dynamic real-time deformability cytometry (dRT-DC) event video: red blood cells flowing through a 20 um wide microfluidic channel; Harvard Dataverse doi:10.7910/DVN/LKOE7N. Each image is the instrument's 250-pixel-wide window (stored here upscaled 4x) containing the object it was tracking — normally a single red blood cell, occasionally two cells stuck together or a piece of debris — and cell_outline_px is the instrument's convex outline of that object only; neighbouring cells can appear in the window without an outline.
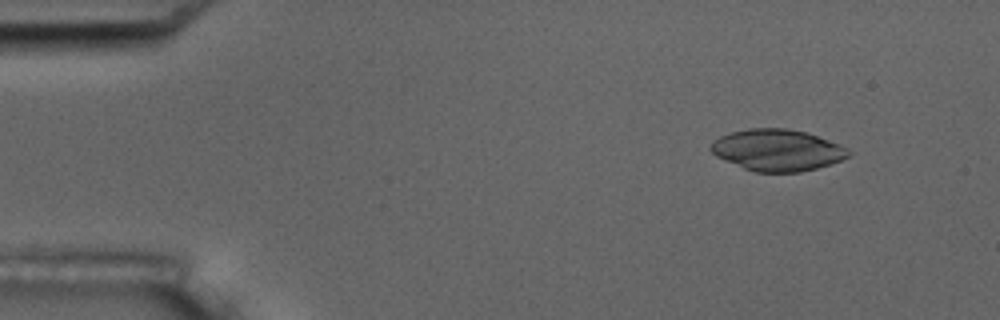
{"species": "common noctule bat (a hibernating species)", "species_latin": "Nyctalus noctula", "temperature_condition": "room temperature", "stored_images_in_passage": 6, "camera_frame_rate_fps": 3000, "um_per_image_px": 0.085, "animal": {"sex": "male", "body_mass_g": 17.5, "forearm_length_mm": 52.3}, "frame": {"image": 1, "passage_image": 2, "time_ms": 1.0, "image_size_px": [1000, 320], "cell_outline_px": [[852, 152], [848, 156], [840, 160], [816, 168], [800, 172], [756, 172], [744, 168], [716, 156], [708, 148], [720, 136], [732, 132], [748, 128], [788, 128], [804, 132], [840, 144], [848, 148]], "centroid_in_image_um": [66.07, 12.75], "position_along_channel_um": 18.9, "area_um2": 33.0}}